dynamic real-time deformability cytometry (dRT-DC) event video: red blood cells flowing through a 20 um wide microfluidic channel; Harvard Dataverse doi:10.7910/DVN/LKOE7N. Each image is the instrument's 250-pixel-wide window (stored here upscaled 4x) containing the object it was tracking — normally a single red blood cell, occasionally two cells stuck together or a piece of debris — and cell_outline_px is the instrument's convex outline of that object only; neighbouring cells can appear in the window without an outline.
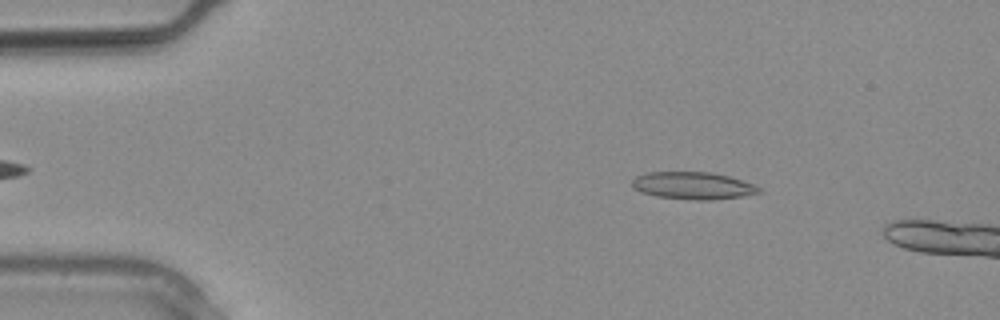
{"species": "common noctule bat (a hibernating species)", "species_latin": "Nyctalus noctula", "temperature_condition": "warm", "stored_images_in_passage": 4, "camera_frame_rate_fps": 3000, "um_per_image_px": 0.085, "animal": {"sex": "male", "body_mass_g": 20.4}, "frame": {"image": 1, "passage_image": 2, "time_ms": 0.333, "image_size_px": [1000, 320], "cell_outline_px": [[764, 192], [740, 196], [712, 200], [696, 200], [656, 196], [640, 192], [632, 188], [632, 180], [636, 176], [648, 172], [712, 172], [728, 176], [752, 184], [760, 188]], "centroid_in_image_um": [58.87, 15.78], "position_along_channel_um": 26.1, "area_um2": 20.11}}